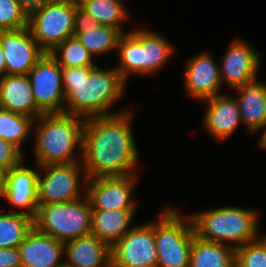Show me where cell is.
Here are the masks:
<instances>
[{
  "instance_id": "1",
  "label": "cell",
  "mask_w": 266,
  "mask_h": 267,
  "mask_svg": "<svg viewBox=\"0 0 266 267\" xmlns=\"http://www.w3.org/2000/svg\"><path fill=\"white\" fill-rule=\"evenodd\" d=\"M129 111L86 118L81 162L87 179L136 173L139 153Z\"/></svg>"
},
{
  "instance_id": "2",
  "label": "cell",
  "mask_w": 266,
  "mask_h": 267,
  "mask_svg": "<svg viewBox=\"0 0 266 267\" xmlns=\"http://www.w3.org/2000/svg\"><path fill=\"white\" fill-rule=\"evenodd\" d=\"M126 81L116 68L98 66L62 67V86L65 93L64 112L84 118L115 115L109 112L124 94ZM114 103V104H113Z\"/></svg>"
},
{
  "instance_id": "3",
  "label": "cell",
  "mask_w": 266,
  "mask_h": 267,
  "mask_svg": "<svg viewBox=\"0 0 266 267\" xmlns=\"http://www.w3.org/2000/svg\"><path fill=\"white\" fill-rule=\"evenodd\" d=\"M36 120L39 124L33 131H36L33 137L38 166L69 164L82 160L83 127L86 118L62 112L42 114ZM77 148L79 157L75 153Z\"/></svg>"
},
{
  "instance_id": "4",
  "label": "cell",
  "mask_w": 266,
  "mask_h": 267,
  "mask_svg": "<svg viewBox=\"0 0 266 267\" xmlns=\"http://www.w3.org/2000/svg\"><path fill=\"white\" fill-rule=\"evenodd\" d=\"M190 216L196 236L204 241L229 242L236 249L259 238V215L253 209L226 206Z\"/></svg>"
},
{
  "instance_id": "5",
  "label": "cell",
  "mask_w": 266,
  "mask_h": 267,
  "mask_svg": "<svg viewBox=\"0 0 266 267\" xmlns=\"http://www.w3.org/2000/svg\"><path fill=\"white\" fill-rule=\"evenodd\" d=\"M173 49L167 39L152 31L138 29L123 33L116 49L119 55L116 69L126 82L132 73L141 77L153 74L166 65Z\"/></svg>"
},
{
  "instance_id": "6",
  "label": "cell",
  "mask_w": 266,
  "mask_h": 267,
  "mask_svg": "<svg viewBox=\"0 0 266 267\" xmlns=\"http://www.w3.org/2000/svg\"><path fill=\"white\" fill-rule=\"evenodd\" d=\"M185 219V220H184ZM157 267H189L193 238L196 236L191 216L166 208L154 222Z\"/></svg>"
},
{
  "instance_id": "7",
  "label": "cell",
  "mask_w": 266,
  "mask_h": 267,
  "mask_svg": "<svg viewBox=\"0 0 266 267\" xmlns=\"http://www.w3.org/2000/svg\"><path fill=\"white\" fill-rule=\"evenodd\" d=\"M91 223L92 208L85 193L83 199L40 205L33 218L38 231L62 242L90 234Z\"/></svg>"
},
{
  "instance_id": "8",
  "label": "cell",
  "mask_w": 266,
  "mask_h": 267,
  "mask_svg": "<svg viewBox=\"0 0 266 267\" xmlns=\"http://www.w3.org/2000/svg\"><path fill=\"white\" fill-rule=\"evenodd\" d=\"M78 0H53L32 11L28 27L45 53L74 36V20Z\"/></svg>"
},
{
  "instance_id": "9",
  "label": "cell",
  "mask_w": 266,
  "mask_h": 267,
  "mask_svg": "<svg viewBox=\"0 0 266 267\" xmlns=\"http://www.w3.org/2000/svg\"><path fill=\"white\" fill-rule=\"evenodd\" d=\"M81 165L82 162H73L38 166L45 172L43 176L38 175V206L71 202L81 198L80 183L87 182Z\"/></svg>"
},
{
  "instance_id": "10",
  "label": "cell",
  "mask_w": 266,
  "mask_h": 267,
  "mask_svg": "<svg viewBox=\"0 0 266 267\" xmlns=\"http://www.w3.org/2000/svg\"><path fill=\"white\" fill-rule=\"evenodd\" d=\"M28 78L35 103L44 114L64 112L62 67L50 53H44L28 73Z\"/></svg>"
},
{
  "instance_id": "11",
  "label": "cell",
  "mask_w": 266,
  "mask_h": 267,
  "mask_svg": "<svg viewBox=\"0 0 266 267\" xmlns=\"http://www.w3.org/2000/svg\"><path fill=\"white\" fill-rule=\"evenodd\" d=\"M136 178L134 173L87 179L85 195L92 211L136 210V202L132 199Z\"/></svg>"
},
{
  "instance_id": "12",
  "label": "cell",
  "mask_w": 266,
  "mask_h": 267,
  "mask_svg": "<svg viewBox=\"0 0 266 267\" xmlns=\"http://www.w3.org/2000/svg\"><path fill=\"white\" fill-rule=\"evenodd\" d=\"M113 267H157L154 221L134 226L111 247Z\"/></svg>"
},
{
  "instance_id": "13",
  "label": "cell",
  "mask_w": 266,
  "mask_h": 267,
  "mask_svg": "<svg viewBox=\"0 0 266 267\" xmlns=\"http://www.w3.org/2000/svg\"><path fill=\"white\" fill-rule=\"evenodd\" d=\"M0 45L5 57V75H28L44 51L29 27L0 31Z\"/></svg>"
},
{
  "instance_id": "14",
  "label": "cell",
  "mask_w": 266,
  "mask_h": 267,
  "mask_svg": "<svg viewBox=\"0 0 266 267\" xmlns=\"http://www.w3.org/2000/svg\"><path fill=\"white\" fill-rule=\"evenodd\" d=\"M22 163L7 171L6 183L0 197H4L15 208H21V213L34 218L38 208L39 172L23 166Z\"/></svg>"
},
{
  "instance_id": "15",
  "label": "cell",
  "mask_w": 266,
  "mask_h": 267,
  "mask_svg": "<svg viewBox=\"0 0 266 267\" xmlns=\"http://www.w3.org/2000/svg\"><path fill=\"white\" fill-rule=\"evenodd\" d=\"M231 43L219 65L222 83L235 89L256 78L260 56L243 40L236 39Z\"/></svg>"
},
{
  "instance_id": "16",
  "label": "cell",
  "mask_w": 266,
  "mask_h": 267,
  "mask_svg": "<svg viewBox=\"0 0 266 267\" xmlns=\"http://www.w3.org/2000/svg\"><path fill=\"white\" fill-rule=\"evenodd\" d=\"M187 63L184 71L185 89L192 98L203 101L220 94V65L210 54L201 53Z\"/></svg>"
},
{
  "instance_id": "17",
  "label": "cell",
  "mask_w": 266,
  "mask_h": 267,
  "mask_svg": "<svg viewBox=\"0 0 266 267\" xmlns=\"http://www.w3.org/2000/svg\"><path fill=\"white\" fill-rule=\"evenodd\" d=\"M22 267H60L64 242L38 231L34 226L18 247Z\"/></svg>"
},
{
  "instance_id": "18",
  "label": "cell",
  "mask_w": 266,
  "mask_h": 267,
  "mask_svg": "<svg viewBox=\"0 0 266 267\" xmlns=\"http://www.w3.org/2000/svg\"><path fill=\"white\" fill-rule=\"evenodd\" d=\"M64 254L70 267L112 266L111 246L91 233L64 242Z\"/></svg>"
},
{
  "instance_id": "19",
  "label": "cell",
  "mask_w": 266,
  "mask_h": 267,
  "mask_svg": "<svg viewBox=\"0 0 266 267\" xmlns=\"http://www.w3.org/2000/svg\"><path fill=\"white\" fill-rule=\"evenodd\" d=\"M203 101L208 103L203 120L204 128L219 140L231 136L238 124L242 123L236 97L231 98L221 93Z\"/></svg>"
},
{
  "instance_id": "20",
  "label": "cell",
  "mask_w": 266,
  "mask_h": 267,
  "mask_svg": "<svg viewBox=\"0 0 266 267\" xmlns=\"http://www.w3.org/2000/svg\"><path fill=\"white\" fill-rule=\"evenodd\" d=\"M0 108L33 119L44 114L35 103L28 75L0 77Z\"/></svg>"
},
{
  "instance_id": "21",
  "label": "cell",
  "mask_w": 266,
  "mask_h": 267,
  "mask_svg": "<svg viewBox=\"0 0 266 267\" xmlns=\"http://www.w3.org/2000/svg\"><path fill=\"white\" fill-rule=\"evenodd\" d=\"M255 80L235 88L240 95L236 101L242 122L251 132L261 130L266 123V83Z\"/></svg>"
},
{
  "instance_id": "22",
  "label": "cell",
  "mask_w": 266,
  "mask_h": 267,
  "mask_svg": "<svg viewBox=\"0 0 266 267\" xmlns=\"http://www.w3.org/2000/svg\"><path fill=\"white\" fill-rule=\"evenodd\" d=\"M135 212V210L92 211L91 234L112 247L131 229L129 227Z\"/></svg>"
},
{
  "instance_id": "23",
  "label": "cell",
  "mask_w": 266,
  "mask_h": 267,
  "mask_svg": "<svg viewBox=\"0 0 266 267\" xmlns=\"http://www.w3.org/2000/svg\"><path fill=\"white\" fill-rule=\"evenodd\" d=\"M189 267H235V248L195 236Z\"/></svg>"
},
{
  "instance_id": "24",
  "label": "cell",
  "mask_w": 266,
  "mask_h": 267,
  "mask_svg": "<svg viewBox=\"0 0 266 267\" xmlns=\"http://www.w3.org/2000/svg\"><path fill=\"white\" fill-rule=\"evenodd\" d=\"M121 35L117 28L101 24L89 28H74V36L93 56L117 49Z\"/></svg>"
},
{
  "instance_id": "25",
  "label": "cell",
  "mask_w": 266,
  "mask_h": 267,
  "mask_svg": "<svg viewBox=\"0 0 266 267\" xmlns=\"http://www.w3.org/2000/svg\"><path fill=\"white\" fill-rule=\"evenodd\" d=\"M79 6L101 25L117 28L122 34V23L128 18L123 3L116 0H78Z\"/></svg>"
},
{
  "instance_id": "26",
  "label": "cell",
  "mask_w": 266,
  "mask_h": 267,
  "mask_svg": "<svg viewBox=\"0 0 266 267\" xmlns=\"http://www.w3.org/2000/svg\"><path fill=\"white\" fill-rule=\"evenodd\" d=\"M33 226V218L20 211L0 213V248H18Z\"/></svg>"
},
{
  "instance_id": "27",
  "label": "cell",
  "mask_w": 266,
  "mask_h": 267,
  "mask_svg": "<svg viewBox=\"0 0 266 267\" xmlns=\"http://www.w3.org/2000/svg\"><path fill=\"white\" fill-rule=\"evenodd\" d=\"M34 122L32 117L0 108V138L22 152L21 144L33 131Z\"/></svg>"
},
{
  "instance_id": "28",
  "label": "cell",
  "mask_w": 266,
  "mask_h": 267,
  "mask_svg": "<svg viewBox=\"0 0 266 267\" xmlns=\"http://www.w3.org/2000/svg\"><path fill=\"white\" fill-rule=\"evenodd\" d=\"M50 54L61 67L97 66L92 60L93 55L77 39L76 36H71L63 41L61 44L56 46ZM59 56H61V59Z\"/></svg>"
},
{
  "instance_id": "29",
  "label": "cell",
  "mask_w": 266,
  "mask_h": 267,
  "mask_svg": "<svg viewBox=\"0 0 266 267\" xmlns=\"http://www.w3.org/2000/svg\"><path fill=\"white\" fill-rule=\"evenodd\" d=\"M235 267H266V235L235 249Z\"/></svg>"
},
{
  "instance_id": "30",
  "label": "cell",
  "mask_w": 266,
  "mask_h": 267,
  "mask_svg": "<svg viewBox=\"0 0 266 267\" xmlns=\"http://www.w3.org/2000/svg\"><path fill=\"white\" fill-rule=\"evenodd\" d=\"M28 17L17 0H0V31L27 27Z\"/></svg>"
},
{
  "instance_id": "31",
  "label": "cell",
  "mask_w": 266,
  "mask_h": 267,
  "mask_svg": "<svg viewBox=\"0 0 266 267\" xmlns=\"http://www.w3.org/2000/svg\"><path fill=\"white\" fill-rule=\"evenodd\" d=\"M23 160V153L12 143L0 138V166L9 171Z\"/></svg>"
},
{
  "instance_id": "32",
  "label": "cell",
  "mask_w": 266,
  "mask_h": 267,
  "mask_svg": "<svg viewBox=\"0 0 266 267\" xmlns=\"http://www.w3.org/2000/svg\"><path fill=\"white\" fill-rule=\"evenodd\" d=\"M0 267H22L18 248H0Z\"/></svg>"
},
{
  "instance_id": "33",
  "label": "cell",
  "mask_w": 266,
  "mask_h": 267,
  "mask_svg": "<svg viewBox=\"0 0 266 267\" xmlns=\"http://www.w3.org/2000/svg\"><path fill=\"white\" fill-rule=\"evenodd\" d=\"M98 23L80 6L76 8L74 28L95 27Z\"/></svg>"
},
{
  "instance_id": "34",
  "label": "cell",
  "mask_w": 266,
  "mask_h": 267,
  "mask_svg": "<svg viewBox=\"0 0 266 267\" xmlns=\"http://www.w3.org/2000/svg\"><path fill=\"white\" fill-rule=\"evenodd\" d=\"M17 1L29 15L32 11L41 8L46 3H49L53 0H17Z\"/></svg>"
},
{
  "instance_id": "35",
  "label": "cell",
  "mask_w": 266,
  "mask_h": 267,
  "mask_svg": "<svg viewBox=\"0 0 266 267\" xmlns=\"http://www.w3.org/2000/svg\"><path fill=\"white\" fill-rule=\"evenodd\" d=\"M5 66L6 62H5L4 52L0 45V77L5 75Z\"/></svg>"
},
{
  "instance_id": "36",
  "label": "cell",
  "mask_w": 266,
  "mask_h": 267,
  "mask_svg": "<svg viewBox=\"0 0 266 267\" xmlns=\"http://www.w3.org/2000/svg\"><path fill=\"white\" fill-rule=\"evenodd\" d=\"M7 170L0 166V193L3 191L6 183Z\"/></svg>"
},
{
  "instance_id": "37",
  "label": "cell",
  "mask_w": 266,
  "mask_h": 267,
  "mask_svg": "<svg viewBox=\"0 0 266 267\" xmlns=\"http://www.w3.org/2000/svg\"><path fill=\"white\" fill-rule=\"evenodd\" d=\"M262 129H264V132L258 140L259 143L258 146H260L263 149H266V123L264 124Z\"/></svg>"
},
{
  "instance_id": "38",
  "label": "cell",
  "mask_w": 266,
  "mask_h": 267,
  "mask_svg": "<svg viewBox=\"0 0 266 267\" xmlns=\"http://www.w3.org/2000/svg\"><path fill=\"white\" fill-rule=\"evenodd\" d=\"M60 267H70L68 265H66L65 263L63 265H61Z\"/></svg>"
}]
</instances>
